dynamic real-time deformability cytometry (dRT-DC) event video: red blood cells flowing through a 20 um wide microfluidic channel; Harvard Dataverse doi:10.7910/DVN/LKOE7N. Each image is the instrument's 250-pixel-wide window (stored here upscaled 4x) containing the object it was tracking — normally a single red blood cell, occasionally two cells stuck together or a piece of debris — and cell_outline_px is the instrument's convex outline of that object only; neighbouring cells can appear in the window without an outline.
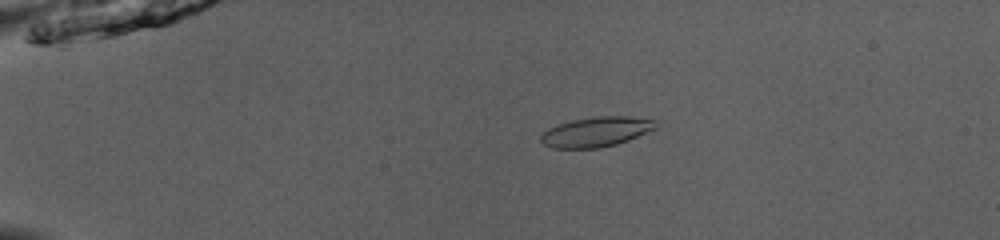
{"species": "common noctule bat (a hibernating species)", "species_latin": "Nyctalus noctula", "temperature_condition": "room temperature", "stored_images_in_passage": 53, "camera_frame_rate_fps": 3000, "um_per_image_px": 0.085, "animal": {"sex": "male", "body_mass_g": 13.0, "forearm_length_mm": 53.1}, "frame": {"image": 1, "passage_image": 13, "time_ms": 4.0, "image_size_px": [1000, 240], "cell_outline_px": [[656, 128], [628, 140], [616, 144], [600, 148], [552, 148], [544, 144], [540, 140], [540, 136], [548, 128], [556, 124], [572, 120], [596, 116], [628, 116], [656, 120]], "centroid_in_image_um": [50.65, 11.2], "position_along_channel_um": 34.4, "area_um2": 20.0}}
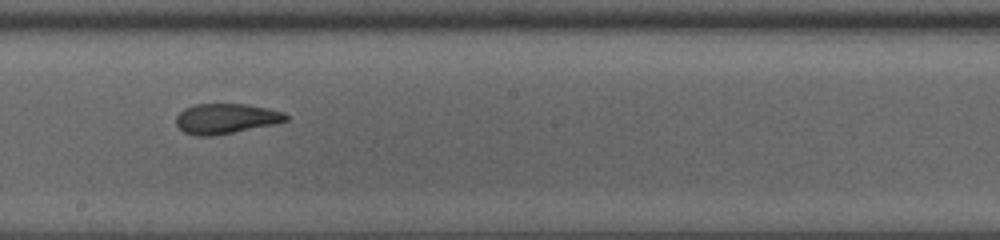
{"frame": {"image": 2, "passage_image": 32, "time_ms": 10.333, "image_size_px": [1000, 240], "cell_outline_px": [[288, 120], [272, 124], [216, 136], [196, 136], [184, 132], [176, 124], [176, 116], [184, 108], [196, 104], [244, 104], [268, 108], [284, 112], [288, 116]], "centroid_in_image_um": [19.18, 10.08], "position_along_channel_um": 229.0, "area_um2": 19.25}}
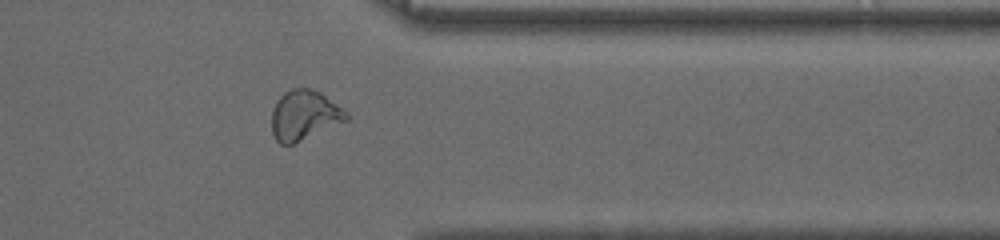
{"frame": {"image": 3, "passage_image": 44, "time_ms": 14.333, "image_size_px": [1000, 240], "cell_outline_px": [[348, 120], [292, 144], [280, 144], [276, 140], [272, 132], [272, 112], [276, 100], [284, 92], [292, 88], [308, 88], [320, 92], [348, 112]], "centroid_in_image_um": [25.85, 9.78], "position_along_channel_um": 385.5, "area_um2": 21.5}, "authors_computed_cell_mechanics": {"area_um2": 20.2878, "velocity_mm_per_s": 3.9952, "shape_relaxation_time_tau1_ms": null, "shape_relaxation_time_tau2_ms": 1.5405, "deformation_change_tau1": null, "deformation_change_tau2": 0.0771}}